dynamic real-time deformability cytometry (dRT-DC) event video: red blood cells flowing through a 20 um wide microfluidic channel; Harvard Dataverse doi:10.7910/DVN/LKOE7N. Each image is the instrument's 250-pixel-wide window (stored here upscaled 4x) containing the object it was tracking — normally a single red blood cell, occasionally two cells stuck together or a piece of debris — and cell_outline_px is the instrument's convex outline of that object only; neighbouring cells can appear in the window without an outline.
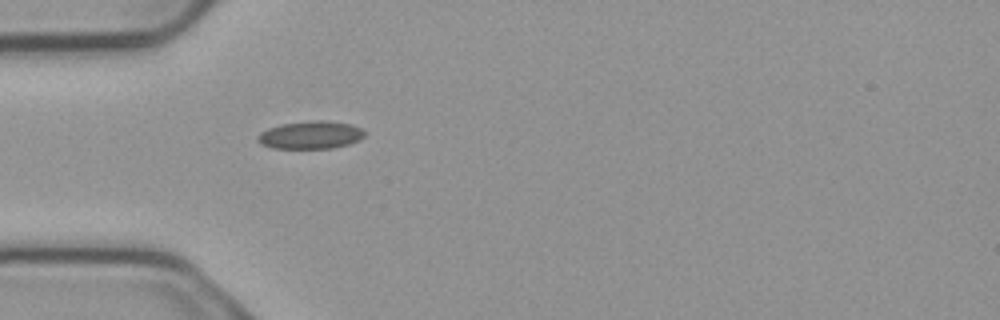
{"species": "common noctule bat (a hibernating species)", "species_latin": "Nyctalus noctula", "temperature_condition": "cold", "stored_images_in_passage": 1, "camera_frame_rate_fps": 3000, "um_per_image_px": 0.085, "animal": {"sex": "male", "body_mass_g": 23.1, "forearm_length_mm": 52.7}, "frame": {"image": 1, "passage_image": 1, "time_ms": 0.0, "image_size_px": [1000, 320], "cell_outline_px": [[364, 136], [360, 140], [348, 144], [332, 148], [272, 148], [260, 144], [256, 140], [256, 136], [260, 132], [268, 128], [280, 124], [308, 120], [328, 120], [352, 124], [360, 128], [364, 132]], "centroid_in_image_um": [26.37, 11.46], "position_along_channel_um": 58.6, "area_um2": 17.57}}